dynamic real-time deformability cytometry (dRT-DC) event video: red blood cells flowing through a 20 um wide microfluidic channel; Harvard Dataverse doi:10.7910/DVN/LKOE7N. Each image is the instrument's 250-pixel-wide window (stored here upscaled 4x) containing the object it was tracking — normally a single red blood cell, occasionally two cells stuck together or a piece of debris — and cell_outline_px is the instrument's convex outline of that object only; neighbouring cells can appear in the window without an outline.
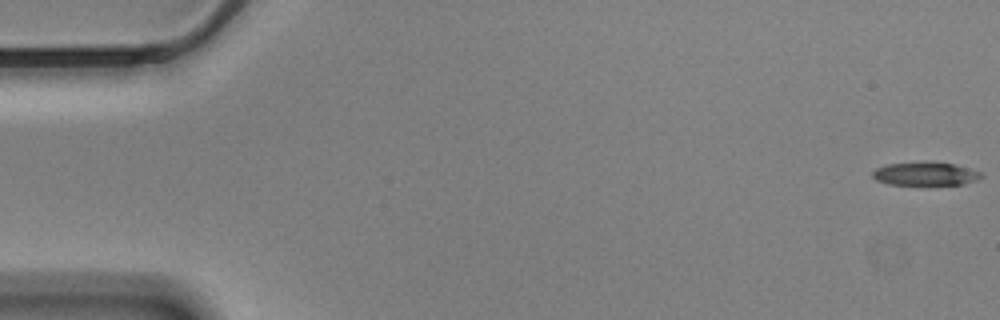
{"species": "Egyptian fruit bat (a non-hibernating species)", "species_latin": "Rousettus aegyptiacus", "temperature_condition": "cold", "stored_images_in_passage": 58, "camera_frame_rate_fps": 3000, "um_per_image_px": 0.085, "animal": {"sex": "male"}, "frame": {"image": 1, "passage_image": 1, "time_ms": 0.0, "image_size_px": [1000, 320], "cell_outline_px": [[984, 176], [976, 180], [964, 184], [888, 184], [876, 180], [872, 176], [872, 172], [876, 168], [888, 164], [924, 160], [952, 164], [980, 172]], "centroid_in_image_um": [78.61, 14.75], "position_along_channel_um": 6.4, "area_um2": 14.8}}
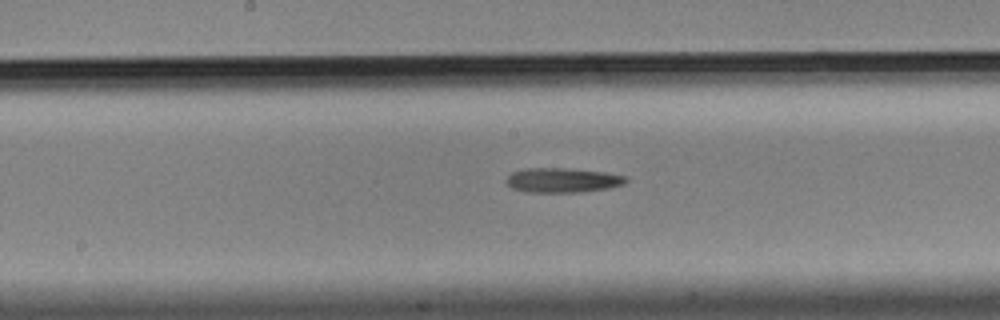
{"frame": {"image": 2, "passage_image": 30, "time_ms": 9.667, "image_size_px": [1000, 320], "cell_outline_px": [[628, 180], [624, 184], [608, 188], [576, 192], [524, 192], [512, 188], [504, 180], [512, 172], [524, 168], [572, 168], [604, 172], [628, 176]], "centroid_in_image_um": [47.81, 15.31], "position_along_channel_um": 200.4, "area_um2": 17.28}}
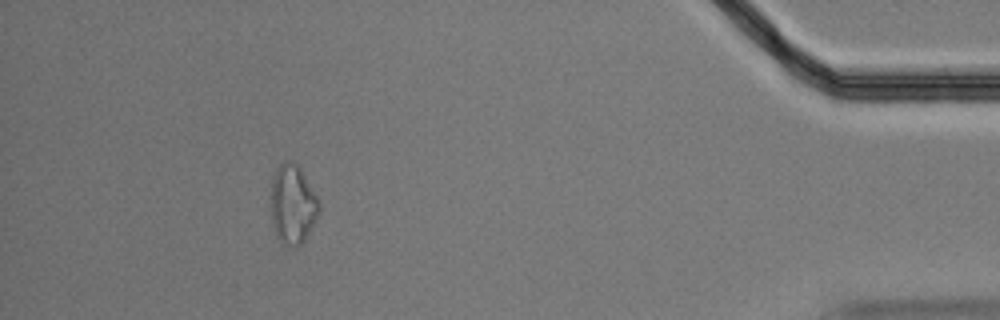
{"frame": {"image": 3, "passage_image": 53, "time_ms": 17.333, "image_size_px": [1000, 320], "cell_outline_px": [[320, 212], [312, 228], [304, 240], [296, 248], [288, 248], [280, 244], [276, 236], [272, 224], [272, 180], [276, 168], [284, 160], [292, 160], [300, 168], [320, 200]], "centroid_in_image_um": [24.9, 17.41], "position_along_channel_um": 410.3, "area_um2": 22.66}}